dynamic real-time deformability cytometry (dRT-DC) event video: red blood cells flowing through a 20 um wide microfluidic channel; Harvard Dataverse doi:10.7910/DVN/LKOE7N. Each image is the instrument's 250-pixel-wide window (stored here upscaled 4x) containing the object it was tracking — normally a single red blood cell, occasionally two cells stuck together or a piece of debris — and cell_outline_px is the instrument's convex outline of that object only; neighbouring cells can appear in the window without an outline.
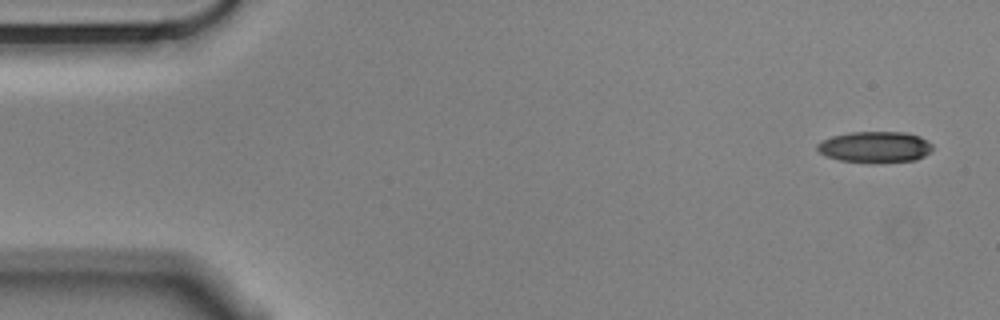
{"species": "Egyptian fruit bat (a non-hibernating species)", "species_latin": "Rousettus aegyptiacus", "temperature_condition": "cold", "stored_images_in_passage": 55, "camera_frame_rate_fps": 3000, "um_per_image_px": 0.085, "animal": {"sex": "male"}, "frame": {"image": 1, "passage_image": 1, "time_ms": 0.0, "image_size_px": [1000, 320], "cell_outline_px": [[932, 148], [924, 156], [916, 160], [840, 160], [824, 156], [816, 148], [816, 144], [832, 136], [852, 132], [904, 132], [920, 136], [928, 140], [932, 144]], "centroid_in_image_um": [74.37, 12.45], "position_along_channel_um": 10.6, "area_um2": 20.11}}
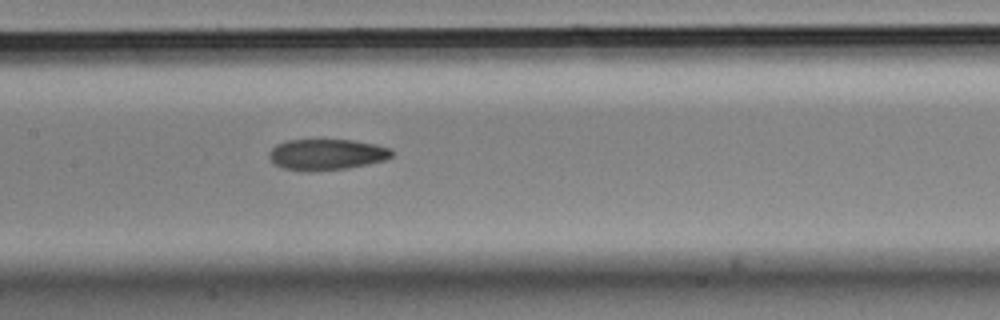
{"frame": {"image": 2, "passage_image": 25, "time_ms": 8.0, "image_size_px": [1000, 320], "cell_outline_px": [[392, 156], [384, 160], [368, 164], [348, 168], [308, 172], [284, 168], [276, 164], [268, 156], [268, 152], [276, 144], [284, 140], [352, 140], [376, 144], [392, 148]], "centroid_in_image_um": [27.76, 13.13], "position_along_channel_um": 179.6, "area_um2": 22.25}}
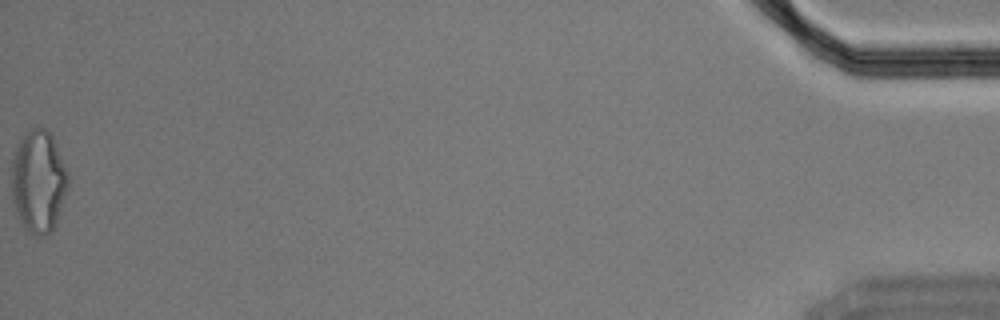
{"frame": {"image": 3, "passage_image": 55, "time_ms": 18.0, "image_size_px": [1000, 320], "cell_outline_px": [[68, 188], [56, 224], [44, 236], [32, 232], [24, 228], [16, 212], [12, 200], [12, 160], [16, 148], [20, 140], [32, 128], [44, 128], [52, 136], [68, 172]], "centroid_in_image_um": [3.27, 15.42], "position_along_channel_um": 431.9, "area_um2": 33.29}, "authors_computed_cell_mechanics": {"area_um2": 22.542, "velocity_mm_per_s": 3.5416, "shape_relaxation_time_tau1_ms": null, "shape_relaxation_time_tau2_ms": 6.9003, "deformation_change_tau1": null, "deformation_change_tau2": 0.1322}}